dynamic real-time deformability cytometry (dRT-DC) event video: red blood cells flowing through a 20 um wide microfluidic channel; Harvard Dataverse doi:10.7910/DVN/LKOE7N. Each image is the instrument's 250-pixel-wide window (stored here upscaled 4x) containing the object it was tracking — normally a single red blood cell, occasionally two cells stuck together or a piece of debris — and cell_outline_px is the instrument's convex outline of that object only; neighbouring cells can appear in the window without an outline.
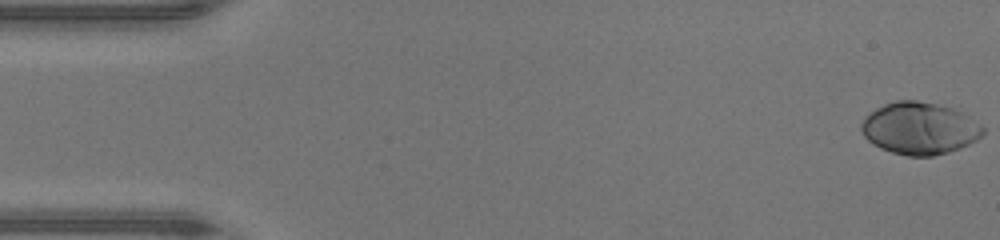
{"species": "human", "species_latin": "Homo sapiens", "temperature_condition": "warm", "stored_images_in_passage": 47, "camera_frame_rate_fps": 3000, "um_per_image_px": 0.085, "donor": {"sex": "male"}, "frame": {"image": 1, "passage_image": 1, "time_ms": 0.0, "image_size_px": [1000, 240], "cell_outline_px": [[984, 132], [976, 140], [960, 148], [948, 152], [932, 156], [908, 156], [892, 152], [880, 148], [872, 144], [864, 136], [860, 128], [860, 124], [864, 116], [876, 108], [884, 104], [896, 100], [916, 100], [936, 104], [952, 108], [960, 112], [980, 124], [984, 128]], "centroid_in_image_um": [78.11, 10.91], "position_along_channel_um": 6.9, "area_um2": 36.88}}
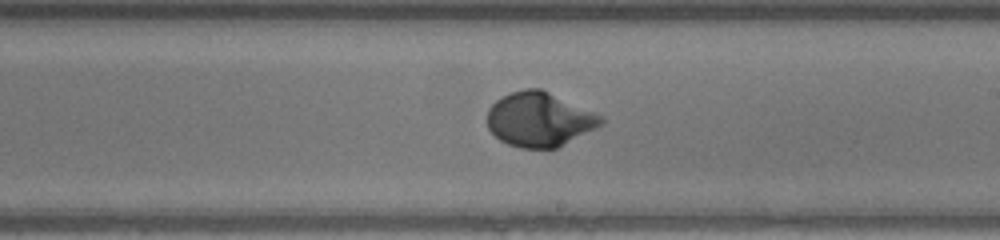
{"frame": {"image": 2, "passage_image": 27, "time_ms": 8.667, "image_size_px": [1000, 240], "cell_outline_px": [[604, 124], [556, 148], [520, 148], [508, 144], [500, 140], [488, 128], [488, 108], [500, 96], [524, 88], [540, 88], [596, 112], [604, 116]], "centroid_in_image_um": [45.86, 10.14], "position_along_channel_um": 243.1, "area_um2": 36.13}}
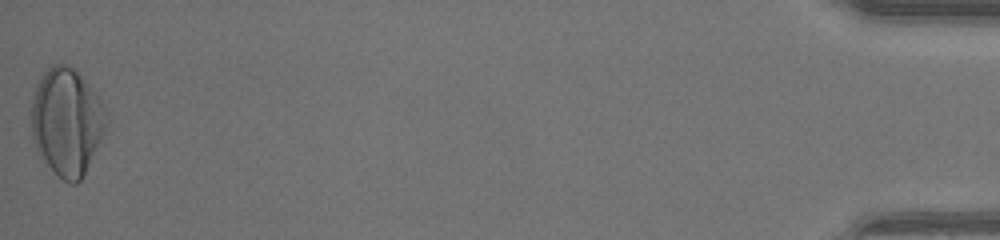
{"frame": {"image": 3, "passage_image": 47, "time_ms": 15.333, "image_size_px": [1000, 240], "cell_outline_px": [[108, 116], [104, 132], [80, 180], [76, 184], [72, 184], [64, 180], [40, 156], [36, 148], [32, 136], [32, 96], [40, 76], [52, 64], [68, 64], [96, 92], [104, 104], [108, 112]], "centroid_in_image_um": [5.68, 10.3], "position_along_channel_um": 429.5, "area_um2": 46.36}, "authors_computed_cell_mechanics": {"area_um2": 35.4314, "velocity_mm_per_s": 4.4111, "shape_relaxation_time_tau1_ms": 2.86, "shape_relaxation_time_tau2_ms": null, "deformation_change_tau1": 0.2008, "deformation_change_tau2": null}}